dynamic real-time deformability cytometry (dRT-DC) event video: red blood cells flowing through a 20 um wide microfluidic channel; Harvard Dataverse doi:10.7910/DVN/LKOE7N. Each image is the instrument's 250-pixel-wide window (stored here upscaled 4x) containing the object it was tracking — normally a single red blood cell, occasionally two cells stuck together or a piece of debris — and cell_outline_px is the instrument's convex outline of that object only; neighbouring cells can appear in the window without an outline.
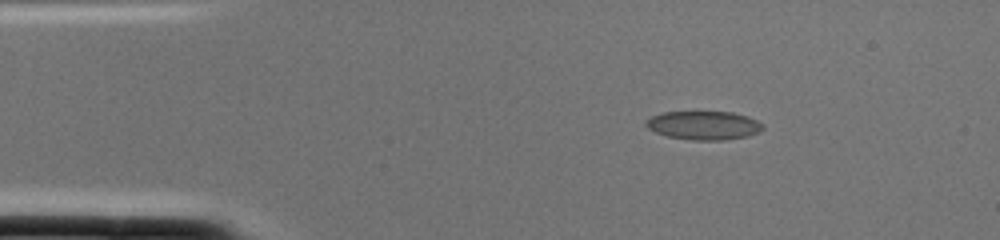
{"species": "common noctule bat (a hibernating species)", "species_latin": "Nyctalus noctula", "temperature_condition": "cold", "stored_images_in_passage": 1, "camera_frame_rate_fps": 3000, "um_per_image_px": 0.085, "animal": {"sex": "female", "body_mass_g": 22.0, "forearm_length_mm": 56.7}, "frame": {"image": 1, "passage_image": 1, "time_ms": 0.0, "image_size_px": [1000, 240], "cell_outline_px": [[764, 128], [760, 132], [748, 136], [724, 140], [692, 140], [668, 136], [656, 132], [648, 128], [644, 124], [644, 120], [660, 112], [732, 112], [748, 116], [764, 124]], "centroid_in_image_um": [59.83, 10.65], "position_along_channel_um": 25.2, "area_um2": 19.65}}